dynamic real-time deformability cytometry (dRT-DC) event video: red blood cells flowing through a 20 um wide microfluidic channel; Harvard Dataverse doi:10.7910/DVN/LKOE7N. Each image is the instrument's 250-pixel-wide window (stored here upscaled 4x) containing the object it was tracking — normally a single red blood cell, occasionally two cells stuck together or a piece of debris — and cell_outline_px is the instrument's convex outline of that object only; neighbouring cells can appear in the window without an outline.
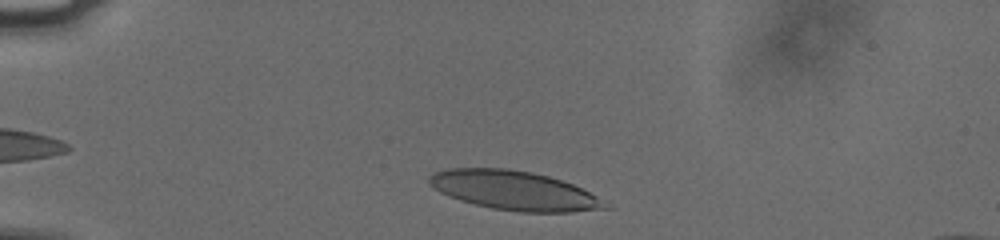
{"species": "human", "species_latin": "Homo sapiens", "temperature_condition": "cold", "stored_images_in_passage": 7, "camera_frame_rate_fps": 3000, "um_per_image_px": 0.085, "donor": {"sex": "male"}, "frame": {"image": 1, "passage_image": 1, "time_ms": 0.0, "image_size_px": [1000, 240], "cell_outline_px": [[616, 208], [572, 212], [520, 212], [492, 208], [460, 200], [440, 192], [428, 184], [428, 180], [432, 172], [448, 168], [508, 168], [532, 172], [548, 176], [572, 184], [596, 196]], "centroid_in_image_um": [43.71, 16.19], "position_along_channel_um": 41.3, "area_um2": 40.17}}
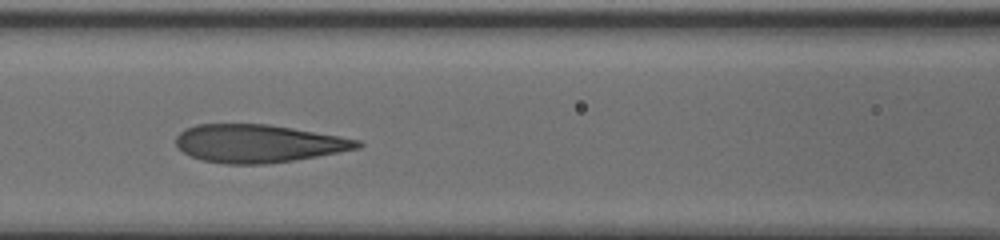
{"frame": {"image": 2, "passage_image": 5, "time_ms": 1.333, "image_size_px": [1000, 240], "cell_outline_px": [[364, 144], [360, 148], [316, 156], [292, 160], [264, 164], [224, 164], [200, 160], [184, 152], [176, 144], [176, 136], [184, 128], [196, 124], [268, 124], [340, 136], [360, 140]], "centroid_in_image_um": [21.94, 12.19], "position_along_channel_um": 144.7, "area_um2": 40.06}}
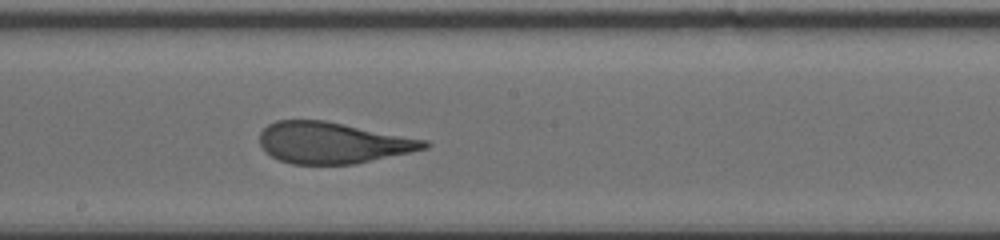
{"frame": {"image": 3, "passage_image": 7, "time_ms": 2.0, "image_size_px": [1000, 240], "cell_outline_px": [[432, 144], [428, 148], [356, 164], [292, 164], [280, 160], [264, 152], [260, 144], [260, 132], [268, 124], [276, 120], [324, 120], [428, 140]], "centroid_in_image_um": [28.28, 12.13], "position_along_channel_um": 219.9, "area_um2": 39.71}}